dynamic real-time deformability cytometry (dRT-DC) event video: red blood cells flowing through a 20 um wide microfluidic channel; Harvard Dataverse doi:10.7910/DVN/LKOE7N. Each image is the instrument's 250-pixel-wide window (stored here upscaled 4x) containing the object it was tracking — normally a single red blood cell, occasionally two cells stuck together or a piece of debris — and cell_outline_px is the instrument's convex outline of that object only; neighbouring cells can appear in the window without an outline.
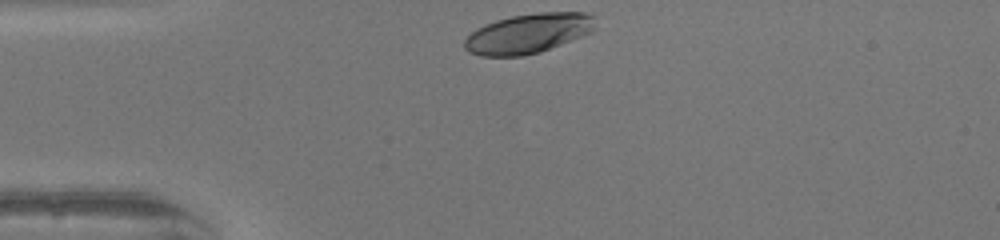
{"species": "human", "species_latin": "Homo sapiens", "temperature_condition": "warm", "stored_images_in_passage": 29, "camera_frame_rate_fps": 3000, "um_per_image_px": 0.085, "donor": {"sex": "female"}, "frame": {"image": 1, "passage_image": 1, "time_ms": 0.0, "image_size_px": [1000, 240], "cell_outline_px": [[596, 28], [592, 32], [540, 52], [520, 56], [480, 56], [468, 52], [464, 48], [464, 40], [476, 28], [484, 24], [496, 20], [512, 16], [540, 12], [584, 12], [596, 16]], "centroid_in_image_um": [44.92, 2.83], "position_along_channel_um": 40.1, "area_um2": 30.46}}
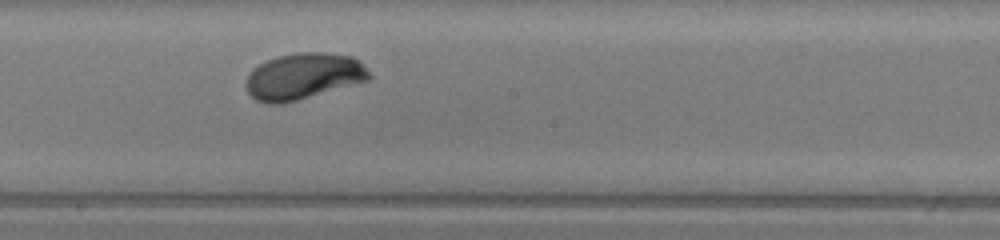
{"frame": {"image": 2, "passage_image": 17, "time_ms": 5.333, "image_size_px": [1000, 240], "cell_outline_px": [[372, 76], [368, 80], [296, 100], [280, 104], [268, 104], [256, 100], [248, 92], [244, 84], [244, 80], [252, 68], [276, 56], [300, 52], [324, 52], [352, 56], [360, 60]], "centroid_in_image_um": [25.76, 6.47], "position_along_channel_um": 222.4, "area_um2": 33.23}}
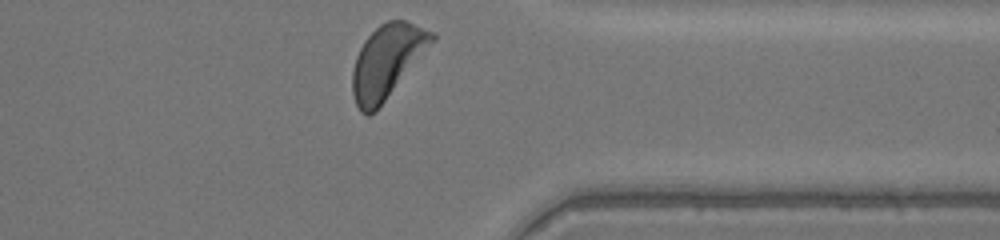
{"frame": {"image": 3, "passage_image": 29, "time_ms": 9.333, "image_size_px": [1000, 240], "cell_outline_px": [[436, 40], [376, 112], [368, 116], [360, 112], [356, 104], [352, 92], [352, 72], [356, 56], [364, 40], [380, 24], [388, 20], [404, 20], [436, 32]], "centroid_in_image_um": [32.91, 5.23], "position_along_channel_um": 378.5, "area_um2": 34.16}, "authors_computed_cell_mechanics": {"area_um2": 32.1946, "velocity_mm_per_s": 4.0491, "shape_relaxation_time_tau1_ms": 2.4149, "shape_relaxation_time_tau2_ms": null, "deformation_change_tau1": 0.1774, "deformation_change_tau2": null}}